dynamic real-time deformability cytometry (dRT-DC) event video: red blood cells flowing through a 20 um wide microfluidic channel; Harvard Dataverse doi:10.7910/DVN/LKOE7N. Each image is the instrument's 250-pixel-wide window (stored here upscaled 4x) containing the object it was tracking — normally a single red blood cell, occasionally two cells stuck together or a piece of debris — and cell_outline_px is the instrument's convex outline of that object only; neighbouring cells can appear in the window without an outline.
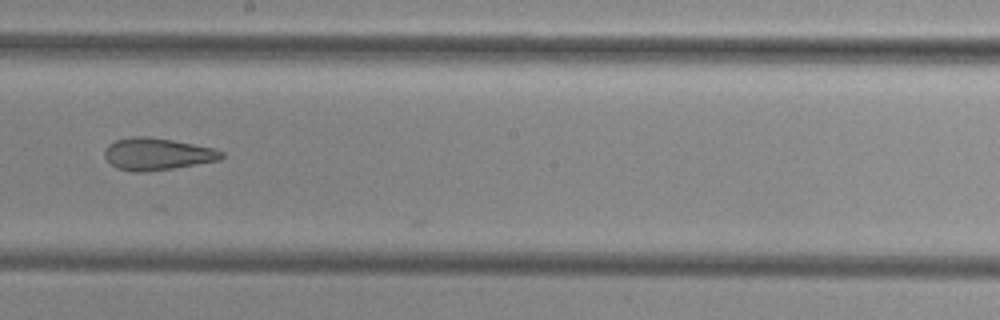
{"species": "common noctule bat (a hibernating species)", "species_latin": "Nyctalus noctula", "temperature_condition": "cold", "stored_images_in_passage": 8, "camera_frame_rate_fps": 3000, "um_per_image_px": 0.085, "animal": {"sex": "female", "body_mass_g": 29.2, "forearm_length_mm": 56.3}, "frame": {"image": 1, "passage_image": 8, "time_ms": 9.333, "image_size_px": [1000, 320], "cell_outline_px": [[224, 156], [220, 160], [172, 168], [144, 172], [132, 172], [116, 168], [104, 156], [104, 148], [108, 144], [116, 140], [132, 136], [148, 136], [172, 140], [212, 148], [224, 152]], "centroid_in_image_um": [13.32, 13.09], "position_along_channel_um": 234.9, "area_um2": 21.79}}